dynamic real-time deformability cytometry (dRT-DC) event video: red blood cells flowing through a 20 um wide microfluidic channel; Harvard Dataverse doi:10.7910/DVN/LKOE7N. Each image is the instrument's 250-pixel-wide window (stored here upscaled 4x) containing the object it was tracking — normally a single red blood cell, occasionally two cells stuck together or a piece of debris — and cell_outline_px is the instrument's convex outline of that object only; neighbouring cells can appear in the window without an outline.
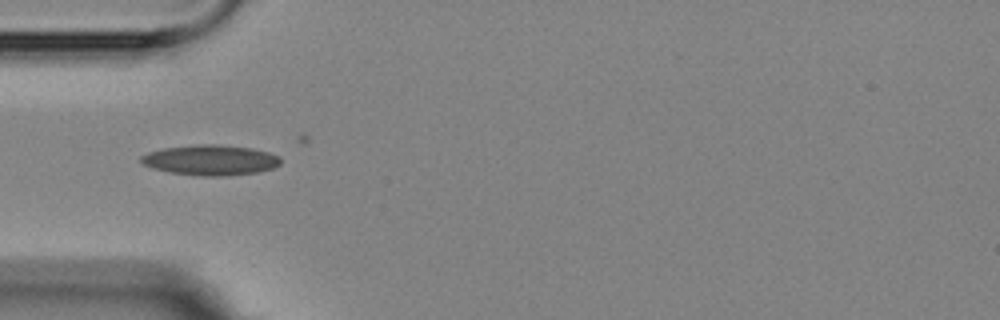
{"species": "Egyptian fruit bat (a non-hibernating species)", "species_latin": "Rousettus aegyptiacus", "temperature_condition": "room temperature", "stored_images_in_passage": 16, "camera_frame_rate_fps": 3000, "um_per_image_px": 0.085, "animal": {"sex": "female"}, "frame": {"image": 1, "passage_image": 5, "time_ms": 5.667, "image_size_px": [1000, 320], "cell_outline_px": [[280, 164], [272, 168], [256, 172], [224, 176], [200, 176], [172, 172], [152, 168], [144, 164], [140, 160], [140, 156], [148, 152], [164, 148], [200, 144], [216, 144], [252, 148], [268, 152], [280, 156]], "centroid_in_image_um": [17.89, 13.6], "position_along_channel_um": 67.1, "area_um2": 24.51}}
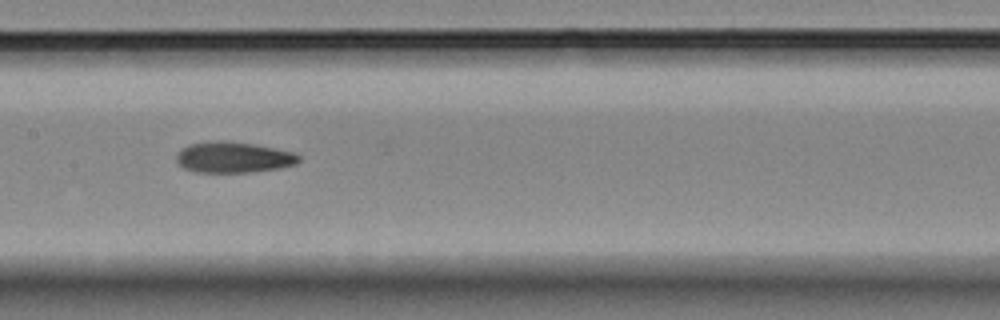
{"frame": {"image": 2, "passage_image": 8, "time_ms": 9.0, "image_size_px": [1000, 320], "cell_outline_px": [[300, 160], [296, 164], [280, 168], [248, 172], [196, 172], [184, 168], [176, 160], [176, 156], [184, 148], [192, 144], [220, 140], [228, 140], [256, 144], [292, 152], [300, 156]], "centroid_in_image_um": [19.88, 13.37], "position_along_channel_um": 187.5, "area_um2": 21.85}}
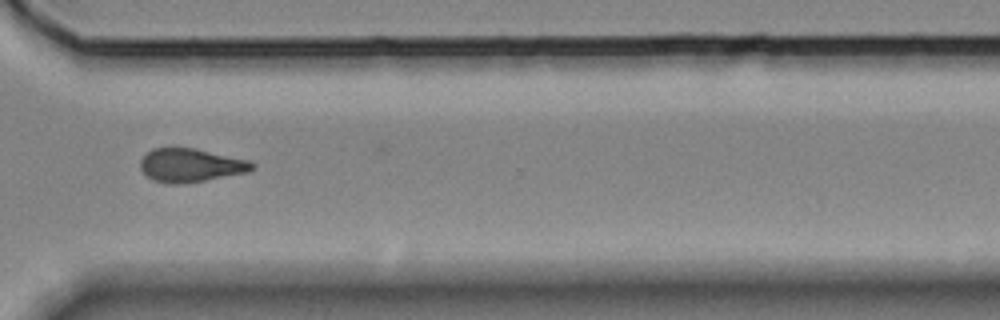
{"frame": {"image": 3, "passage_image": 12, "time_ms": 13.667, "image_size_px": [1000, 320], "cell_outline_px": [[256, 168], [248, 172], [204, 180], [176, 184], [168, 184], [152, 180], [140, 168], [140, 160], [152, 148], [196, 148], [252, 160], [256, 164]], "centroid_in_image_um": [16.26, 14.04], "position_along_channel_um": 354.3, "area_um2": 21.96}, "authors_computed_cell_mechanics": {"area_um2": 22.0218, "velocity_mm_per_s": 3.5871, "shape_relaxation_time_tau1_ms": 4.7575, "shape_relaxation_time_tau2_ms": 3.2425, "deformation_change_tau1": 0.1109, "deformation_change_tau2": 0.0922}}